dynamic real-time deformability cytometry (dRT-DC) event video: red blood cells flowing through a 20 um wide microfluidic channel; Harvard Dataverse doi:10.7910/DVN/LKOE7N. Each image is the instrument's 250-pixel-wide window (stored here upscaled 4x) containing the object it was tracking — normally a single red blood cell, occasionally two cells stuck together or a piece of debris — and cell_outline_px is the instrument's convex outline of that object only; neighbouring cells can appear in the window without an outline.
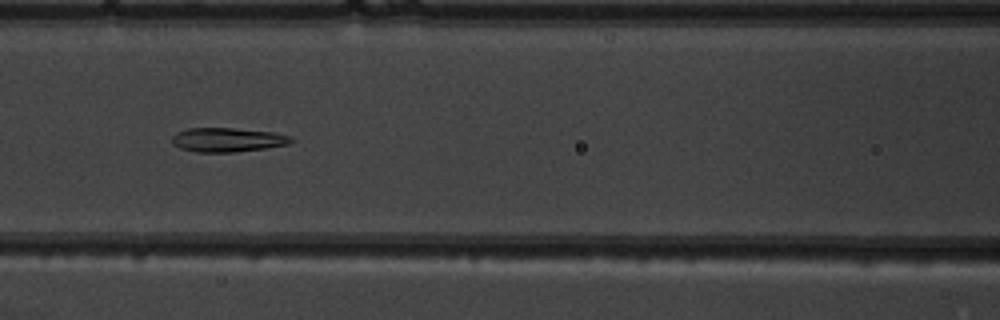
{"species": "common noctule bat (a hibernating species)", "species_latin": "Nyctalus noctula", "temperature_condition": "warm", "stored_images_in_passage": 52, "camera_frame_rate_fps": 3000, "um_per_image_px": 0.085, "animal": {"sex": "male", "body_mass_g": 19.5, "forearm_length_mm": 54.6}, "frame": {"image": 1, "passage_image": 24, "time_ms": 7.667, "image_size_px": [1000, 320], "cell_outline_px": [[296, 140], [288, 144], [264, 148], [236, 152], [196, 152], [180, 148], [172, 144], [172, 136], [176, 132], [188, 128], [232, 128], [272, 132], [292, 136]], "centroid_in_image_um": [19.33, 11.88], "position_along_channel_um": 147.3, "area_um2": 16.82}}
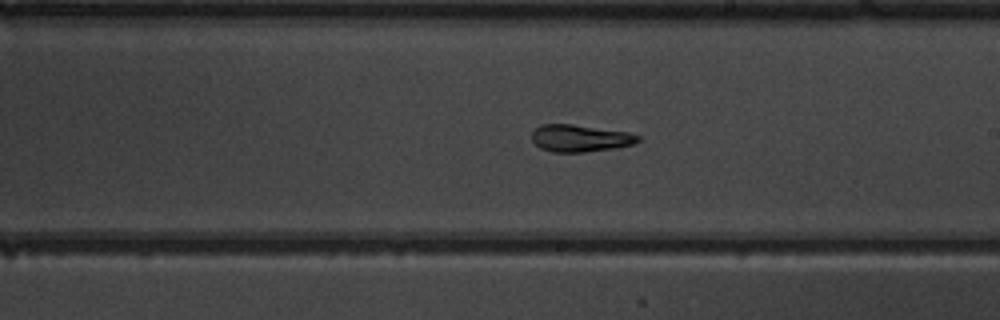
{"frame": {"image": 2, "passage_image": 31, "time_ms": 10.0, "image_size_px": [1000, 320], "cell_outline_px": [[640, 140], [636, 144], [616, 148], [584, 152], [552, 152], [540, 148], [532, 140], [532, 132], [540, 124], [572, 124], [628, 132], [640, 136]], "centroid_in_image_um": [49.32, 11.75], "position_along_channel_um": 239.7, "area_um2": 16.88}}
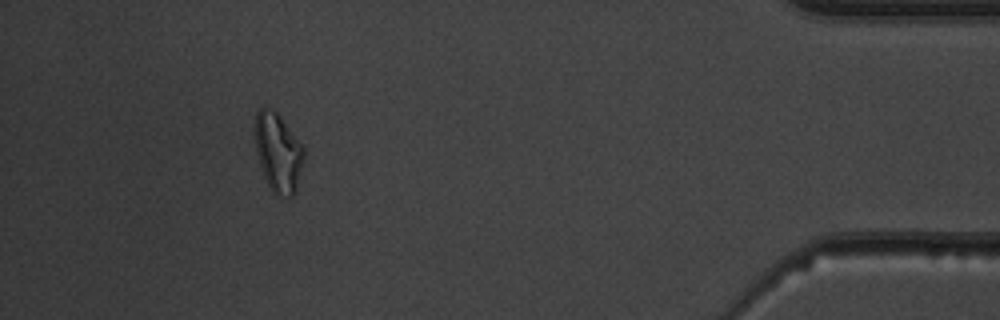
{"frame": {"image": 3, "passage_image": 48, "time_ms": 15.667, "image_size_px": [1000, 320], "cell_outline_px": [[304, 160], [296, 192], [292, 196], [276, 196], [272, 192], [264, 176], [256, 152], [256, 112], [260, 108], [272, 108], [280, 116], [304, 144]], "centroid_in_image_um": [23.68, 12.97], "position_along_channel_um": 411.5, "area_um2": 22.6}, "authors_computed_cell_mechanics": {"area_um2": 19.2185, "velocity_mm_per_s": 3.9755, "shape_relaxation_time_tau1_ms": 8.2742, "shape_relaxation_time_tau2_ms": 2.4852, "deformation_change_tau1": 0.2692, "deformation_change_tau2": 0.1163}}